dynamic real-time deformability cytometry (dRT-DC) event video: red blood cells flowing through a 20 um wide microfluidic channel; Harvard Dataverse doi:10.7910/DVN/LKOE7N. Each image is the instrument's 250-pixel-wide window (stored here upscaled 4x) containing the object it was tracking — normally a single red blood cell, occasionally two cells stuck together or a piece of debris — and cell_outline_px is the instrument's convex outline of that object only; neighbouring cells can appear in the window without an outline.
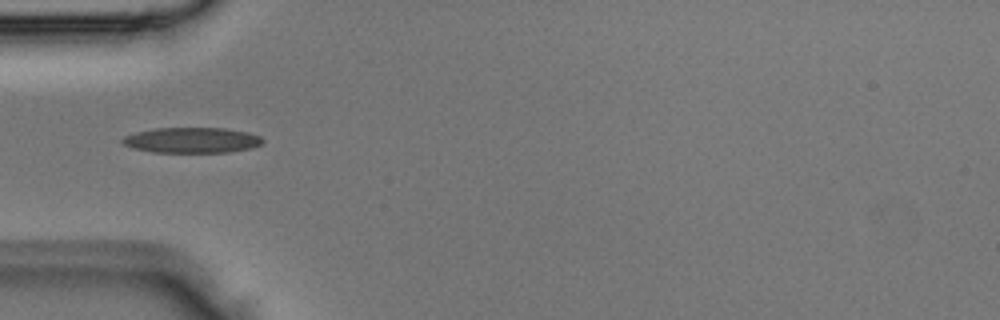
{"species": "Egyptian fruit bat (a non-hibernating species)", "species_latin": "Rousettus aegyptiacus", "temperature_condition": "room temperature", "stored_images_in_passage": 3, "camera_frame_rate_fps": 3000, "um_per_image_px": 0.085, "animal": {"sex": "male"}, "frame": {"image": 1, "passage_image": 3, "time_ms": 0.667, "image_size_px": [1000, 320], "cell_outline_px": [[264, 140], [260, 144], [252, 148], [228, 152], [152, 152], [132, 148], [124, 144], [120, 140], [124, 136], [136, 132], [156, 128], [224, 128], [248, 132], [260, 136]], "centroid_in_image_um": [16.3, 11.91], "position_along_channel_um": 68.7, "area_um2": 20.81}}